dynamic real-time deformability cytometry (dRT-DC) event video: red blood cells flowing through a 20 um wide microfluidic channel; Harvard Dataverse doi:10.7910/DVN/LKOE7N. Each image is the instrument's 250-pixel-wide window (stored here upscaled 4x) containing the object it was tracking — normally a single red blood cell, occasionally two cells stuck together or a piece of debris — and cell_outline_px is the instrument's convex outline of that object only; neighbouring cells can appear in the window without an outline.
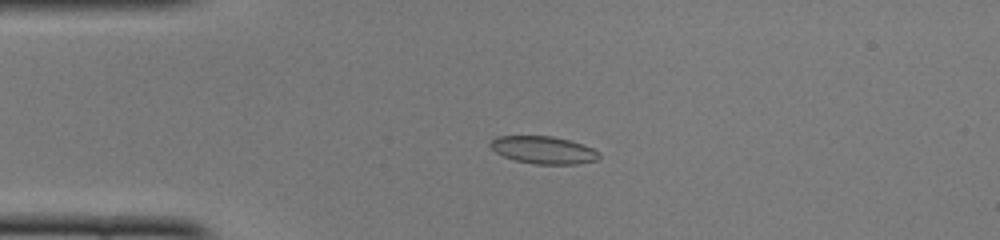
{"species": "common noctule bat (a hibernating species)", "species_latin": "Nyctalus noctula", "temperature_condition": "cold", "stored_images_in_passage": 50, "camera_frame_rate_fps": 3000, "um_per_image_px": 0.085, "animal": {"sex": "female", "body_mass_g": 22.0, "forearm_length_mm": 56.7}, "frame": {"image": 1, "passage_image": 12, "time_ms": 3.667, "image_size_px": [1000, 240], "cell_outline_px": [[600, 156], [596, 160], [576, 164], [536, 164], [516, 160], [504, 156], [496, 152], [488, 144], [496, 136], [552, 136], [568, 140], [592, 148], [600, 152]], "centroid_in_image_um": [46.18, 12.75], "position_along_channel_um": 38.8, "area_um2": 17.22}}
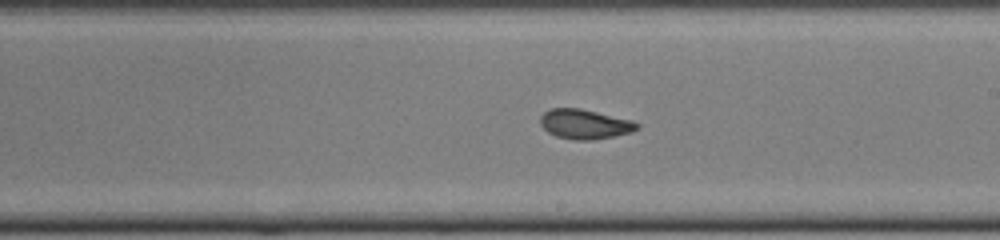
{"frame": {"image": 2, "passage_image": 29, "time_ms": 9.333, "image_size_px": [1000, 240], "cell_outline_px": [[640, 128], [632, 132], [592, 140], [576, 140], [556, 136], [548, 132], [540, 124], [540, 116], [544, 112], [552, 108], [580, 108], [632, 120], [640, 124]], "centroid_in_image_um": [49.71, 10.55], "position_along_channel_um": 239.3, "area_um2": 16.7}}
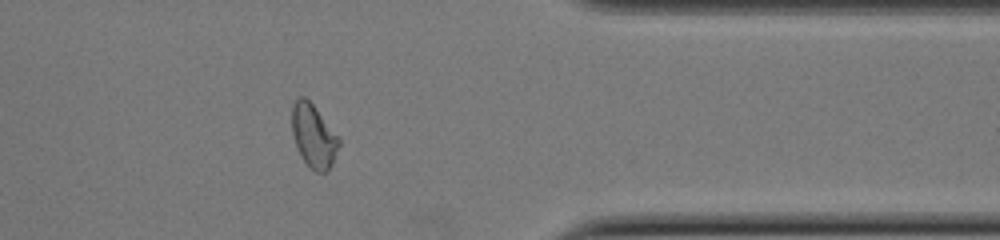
{"frame": {"image": 3, "passage_image": 41, "time_ms": 13.333, "image_size_px": [1000, 240], "cell_outline_px": [[340, 144], [332, 164], [328, 172], [316, 172], [304, 160], [296, 144], [292, 132], [292, 104], [300, 96], [304, 96], [312, 104], [340, 136]], "centroid_in_image_um": [26.69, 11.54], "position_along_channel_um": 384.7, "area_um2": 17.22}, "authors_computed_cell_mechanics": {"area_um2": 16.9932, "velocity_mm_per_s": 3.9993, "shape_relaxation_time_tau1_ms": 5.7228, "shape_relaxation_time_tau2_ms": 1.2633, "deformation_change_tau1": 0.1671, "deformation_change_tau2": 0.0651}}